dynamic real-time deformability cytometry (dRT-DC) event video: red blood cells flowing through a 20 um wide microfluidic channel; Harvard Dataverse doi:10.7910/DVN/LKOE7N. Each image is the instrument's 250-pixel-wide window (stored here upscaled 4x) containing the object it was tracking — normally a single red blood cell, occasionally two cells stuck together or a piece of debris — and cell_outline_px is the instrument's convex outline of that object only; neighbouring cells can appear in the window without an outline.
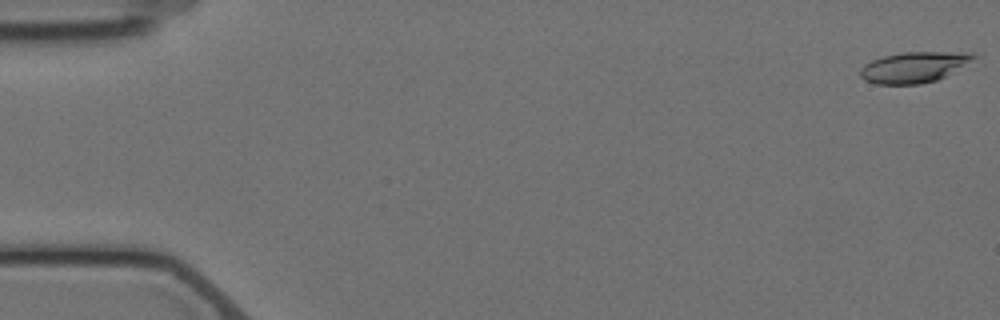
{"species": "Egyptian fruit bat (a non-hibernating species)", "species_latin": "Rousettus aegyptiacus", "temperature_condition": "cold", "stored_images_in_passage": 10, "camera_frame_rate_fps": 3000, "um_per_image_px": 0.085, "animal": {"sex": "female"}, "frame": {"image": 1, "passage_image": 1, "time_ms": 0.0, "image_size_px": [1000, 320], "cell_outline_px": [[980, 56], [944, 76], [936, 80], [920, 84], [876, 84], [864, 80], [860, 76], [860, 68], [864, 64], [872, 60], [884, 56], [904, 52], [976, 52]], "centroid_in_image_um": [77.69, 5.7], "position_along_channel_um": 7.3, "area_um2": 20.29}}
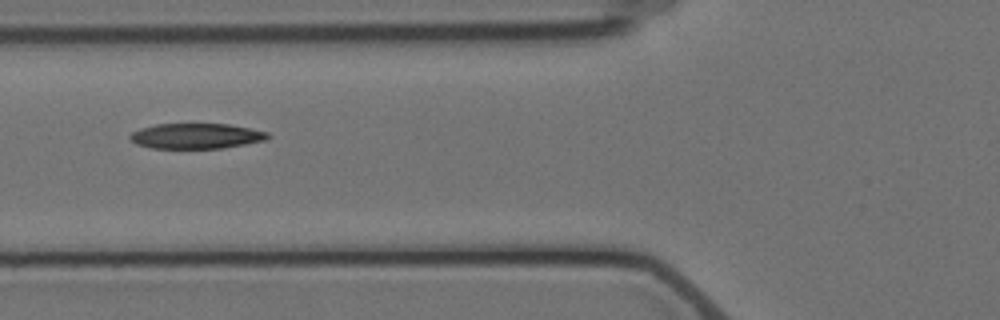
{"frame": {"image": 2, "passage_image": 7, "time_ms": 7.0, "image_size_px": [1000, 320], "cell_outline_px": [[272, 136], [264, 140], [244, 144], [220, 148], [152, 148], [136, 144], [128, 136], [132, 132], [140, 128], [156, 124], [228, 124], [268, 132]], "centroid_in_image_um": [16.65, 11.56], "position_along_channel_um": 109.1, "area_um2": 20.17}}
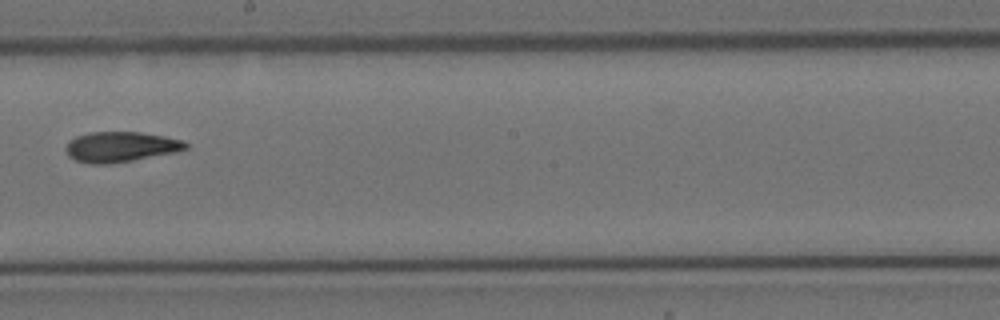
{"frame": {"image": 3, "passage_image": 10, "time_ms": 10.667, "image_size_px": [1000, 320], "cell_outline_px": [[188, 148], [176, 152], [112, 164], [88, 164], [76, 160], [68, 156], [64, 148], [68, 140], [76, 136], [88, 132], [140, 132], [164, 136], [180, 140], [188, 144]], "centroid_in_image_um": [10.2, 12.49], "position_along_channel_um": 238.0, "area_um2": 21.33}}